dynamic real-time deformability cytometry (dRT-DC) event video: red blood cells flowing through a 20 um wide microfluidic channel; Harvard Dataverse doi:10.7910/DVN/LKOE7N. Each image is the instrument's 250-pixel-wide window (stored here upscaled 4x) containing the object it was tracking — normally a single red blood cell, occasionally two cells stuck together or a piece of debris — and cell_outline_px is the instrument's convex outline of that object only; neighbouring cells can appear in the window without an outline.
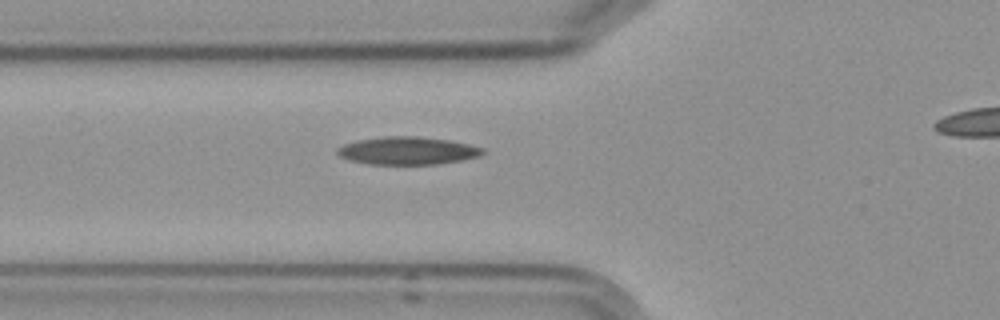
{"species": "Egyptian fruit bat (a non-hibernating species)", "species_latin": "Rousettus aegyptiacus", "temperature_condition": "cold", "stored_images_in_passage": 6, "segment_of_instrument_passage": [1, 2], "camera_frame_rate_fps": 3000, "um_per_image_px": 0.085, "frame": {"image": 1, "passage_image": 5, "time_ms": 4.667, "image_size_px": [1000, 320], "cell_outline_px": [[484, 152], [480, 156], [460, 160], [436, 164], [368, 164], [352, 160], [340, 156], [336, 152], [336, 148], [344, 144], [356, 140], [380, 136], [416, 136], [448, 140], [468, 144], [484, 148]], "centroid_in_image_um": [34.61, 12.8], "position_along_channel_um": 91.2, "area_um2": 23.47}}